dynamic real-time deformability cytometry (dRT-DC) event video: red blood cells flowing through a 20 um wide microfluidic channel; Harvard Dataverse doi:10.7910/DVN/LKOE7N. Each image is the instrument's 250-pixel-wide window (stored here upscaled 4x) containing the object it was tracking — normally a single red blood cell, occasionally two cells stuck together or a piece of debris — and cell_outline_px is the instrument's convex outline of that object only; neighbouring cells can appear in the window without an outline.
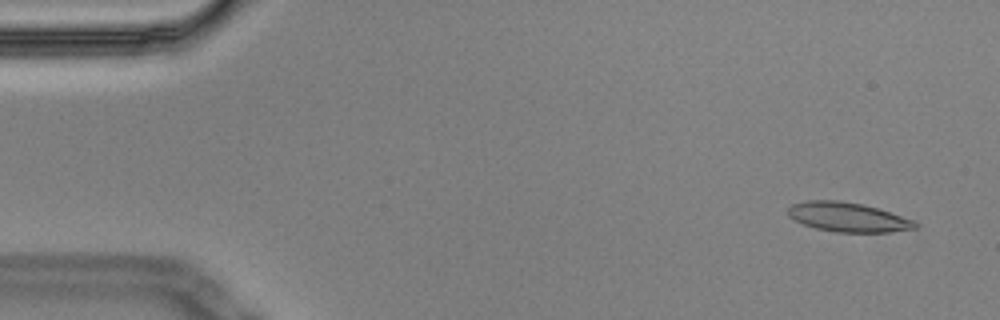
{"species": "Egyptian fruit bat (a non-hibernating species)", "species_latin": "Rousettus aegyptiacus", "temperature_condition": "cold", "stored_images_in_passage": 4, "camera_frame_rate_fps": 3000, "um_per_image_px": 0.085, "animal": {"sex": "male"}, "frame": {"image": 1, "passage_image": 1, "time_ms": 0.0, "image_size_px": [1000, 320], "cell_outline_px": [[920, 224], [916, 228], [888, 232], [836, 232], [816, 228], [804, 224], [788, 216], [788, 208], [792, 204], [808, 200], [836, 200], [860, 204], [876, 208], [912, 220]], "centroid_in_image_um": [72.04, 18.46], "position_along_channel_um": 13.0, "area_um2": 21.39}}